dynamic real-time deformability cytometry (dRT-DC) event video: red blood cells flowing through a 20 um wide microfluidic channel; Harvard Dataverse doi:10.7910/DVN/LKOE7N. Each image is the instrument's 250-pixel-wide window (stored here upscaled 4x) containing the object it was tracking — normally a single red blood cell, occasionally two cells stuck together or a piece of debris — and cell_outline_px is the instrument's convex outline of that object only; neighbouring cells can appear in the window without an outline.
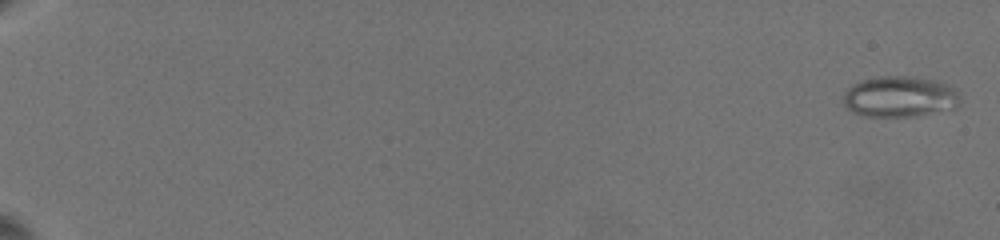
{"species": "common noctule bat (a hibernating species)", "species_latin": "Nyctalus noctula", "temperature_condition": "warm", "stored_images_in_passage": 21, "camera_frame_rate_fps": 3000, "um_per_image_px": 0.085, "animal": {"sex": "female", "body_mass_g": 19.5, "forearm_length_mm": 54.1}, "frame": {"image": 1, "passage_image": 1, "time_ms": 0.0, "image_size_px": [1000, 240], "cell_outline_px": [[956, 104], [952, 108], [912, 116], [864, 116], [852, 112], [844, 104], [844, 92], [852, 84], [864, 80], [880, 76], [912, 76], [936, 80], [948, 84], [956, 88]], "centroid_in_image_um": [76.42, 8.2], "position_along_channel_um": 8.6, "area_um2": 27.4}}